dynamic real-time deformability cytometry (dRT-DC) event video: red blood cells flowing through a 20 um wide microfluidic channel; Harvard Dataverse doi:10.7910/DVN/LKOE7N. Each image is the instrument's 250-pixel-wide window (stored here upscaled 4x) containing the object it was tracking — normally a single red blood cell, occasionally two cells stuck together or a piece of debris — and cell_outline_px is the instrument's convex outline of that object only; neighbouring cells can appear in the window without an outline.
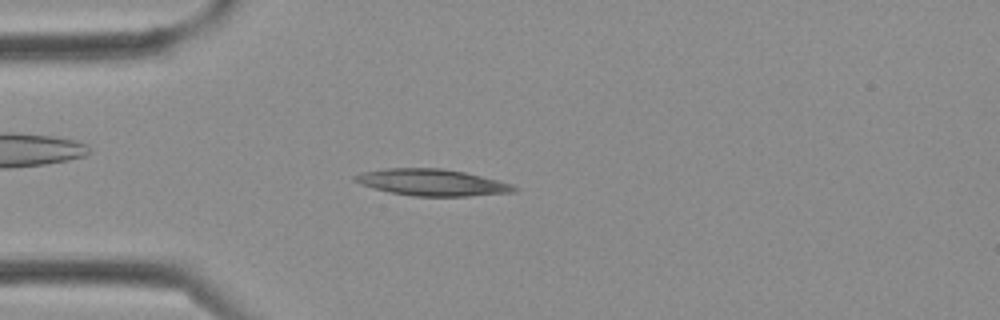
{"species": "Egyptian fruit bat (a non-hibernating species)", "species_latin": "Rousettus aegyptiacus", "temperature_condition": "cold", "stored_images_in_passage": 3, "camera_frame_rate_fps": 3000, "um_per_image_px": 0.085, "frame": {"image": 1, "passage_image": 3, "time_ms": 0.667, "image_size_px": [1000, 320], "cell_outline_px": [[520, 188], [516, 192], [468, 196], [412, 196], [388, 192], [360, 184], [352, 180], [352, 176], [360, 172], [384, 168], [440, 168], [464, 172], [512, 184]], "centroid_in_image_um": [36.68, 15.51], "position_along_channel_um": 48.3, "area_um2": 24.8}}